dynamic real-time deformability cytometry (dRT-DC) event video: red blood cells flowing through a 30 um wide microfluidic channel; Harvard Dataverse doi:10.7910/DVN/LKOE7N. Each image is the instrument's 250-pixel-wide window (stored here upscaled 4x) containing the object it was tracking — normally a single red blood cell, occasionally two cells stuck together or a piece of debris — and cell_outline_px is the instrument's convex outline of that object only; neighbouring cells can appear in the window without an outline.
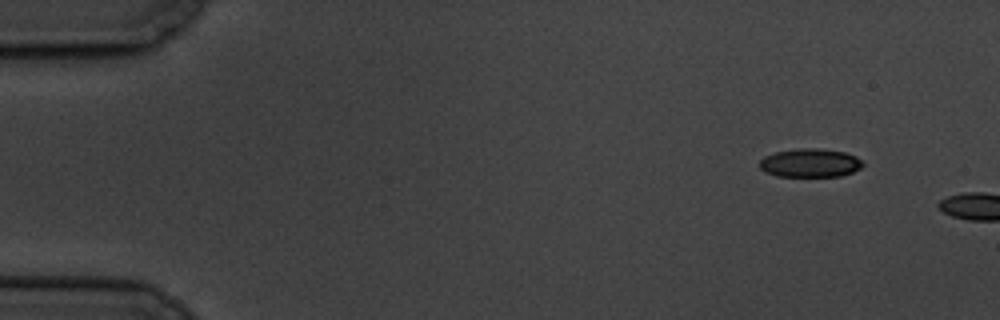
{"species": "common noctule bat (a hibernating species)", "species_latin": "Nyctalus noctula", "temperature_condition": "cold", "stored_images_in_passage": 2, "camera_frame_rate_fps": 3000, "um_per_image_px": 0.085, "animal": {"sex": "male", "body_mass_g": 19.5, "forearm_length_mm": 54.6}, "frame": {"image": 1, "passage_image": 1, "time_ms": 0.0, "image_size_px": [1000, 320], "cell_outline_px": [[864, 164], [860, 168], [852, 172], [840, 176], [776, 176], [764, 172], [760, 168], [760, 160], [764, 156], [776, 152], [796, 148], [816, 148], [844, 152], [856, 156], [864, 160]], "centroid_in_image_um": [68.86, 13.84], "position_along_channel_um": 16.1, "area_um2": 17.28}}